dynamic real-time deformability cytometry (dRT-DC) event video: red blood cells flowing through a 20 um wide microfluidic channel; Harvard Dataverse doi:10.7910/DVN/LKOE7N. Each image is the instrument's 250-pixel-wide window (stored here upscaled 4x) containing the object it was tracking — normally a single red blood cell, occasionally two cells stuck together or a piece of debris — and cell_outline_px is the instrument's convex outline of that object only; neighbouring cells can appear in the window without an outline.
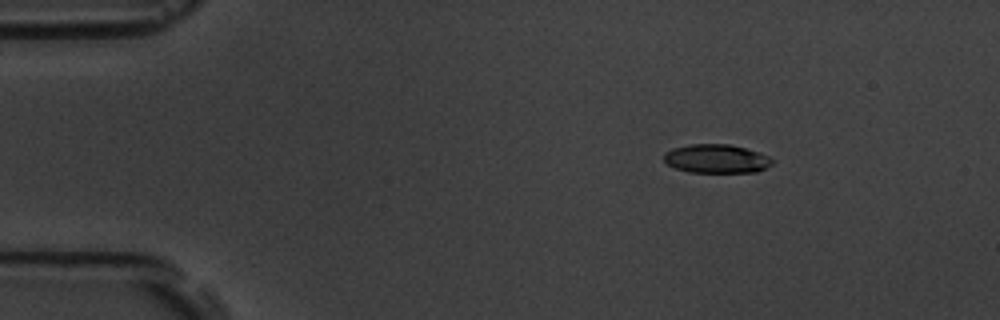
{"species": "common noctule bat (a hibernating species)", "species_latin": "Nyctalus noctula", "temperature_condition": "room temperature", "stored_images_in_passage": 10, "camera_frame_rate_fps": 3000, "um_per_image_px": 0.085, "animal": {"sex": "male", "body_mass_g": 19.5, "forearm_length_mm": 54.6}, "frame": {"image": 1, "passage_image": 1, "time_ms": 0.0, "image_size_px": [1000, 320], "cell_outline_px": [[772, 164], [756, 172], [688, 172], [676, 168], [668, 164], [664, 160], [664, 152], [672, 148], [688, 144], [728, 144], [744, 148], [768, 156], [772, 160]], "centroid_in_image_um": [60.84, 13.49], "position_along_channel_um": 24.2, "area_um2": 17.98}}
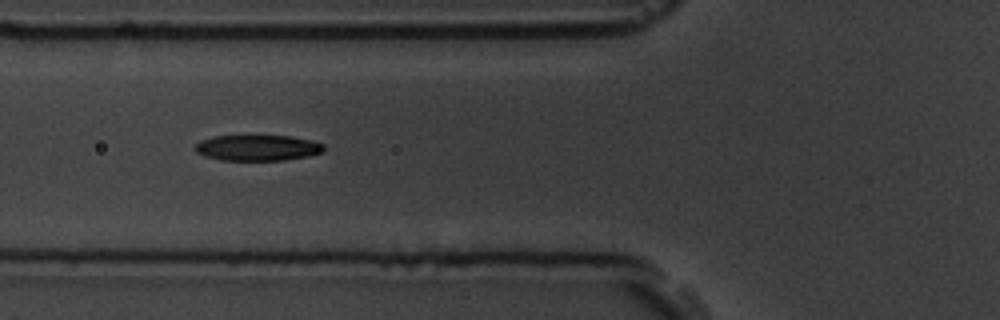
{"frame": {"image": 2, "passage_image": 5, "time_ms": 4.333, "image_size_px": [1000, 320], "cell_outline_px": [[324, 152], [308, 156], [284, 160], [220, 160], [204, 156], [196, 152], [196, 144], [200, 140], [212, 136], [292, 136], [312, 140], [324, 144]], "centroid_in_image_um": [21.91, 12.56], "position_along_channel_um": 103.9, "area_um2": 19.42}}
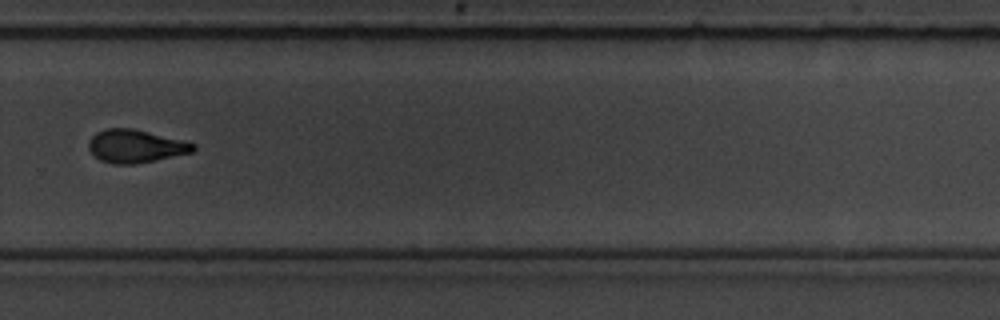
{"frame": {"image": 3, "passage_image": 10, "time_ms": 10.333, "image_size_px": [1000, 320], "cell_outline_px": [[196, 148], [192, 152], [156, 160], [136, 164], [112, 164], [100, 160], [88, 148], [88, 140], [96, 132], [104, 128], [132, 128], [184, 140], [196, 144]], "centroid_in_image_um": [11.51, 12.42], "position_along_channel_um": 318.3, "area_um2": 20.23}}